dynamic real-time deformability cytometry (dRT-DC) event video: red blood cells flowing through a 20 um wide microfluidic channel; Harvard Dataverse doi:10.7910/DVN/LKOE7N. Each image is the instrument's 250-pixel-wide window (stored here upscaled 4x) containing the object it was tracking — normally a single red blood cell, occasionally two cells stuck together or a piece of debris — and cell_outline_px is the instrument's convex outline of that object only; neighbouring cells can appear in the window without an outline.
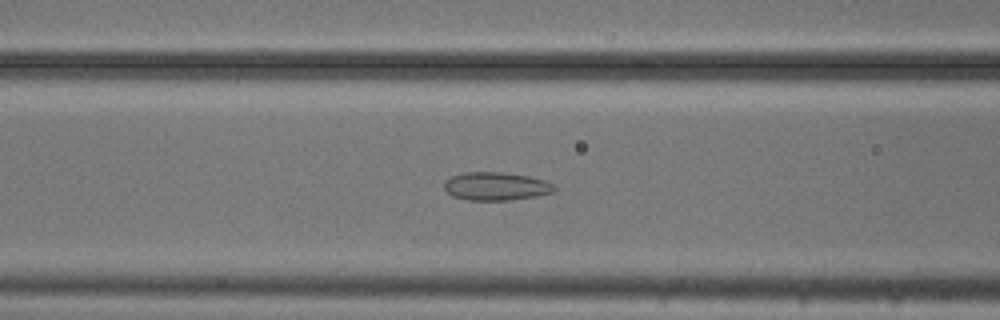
{"species": "common noctule bat (a hibernating species)", "species_latin": "Nyctalus noctula", "temperature_condition": "cold", "stored_images_in_passage": 53, "camera_frame_rate_fps": 3000, "um_per_image_px": 0.085, "animal": {"sex": "male", "body_mass_g": 20.5, "forearm_length_mm": 52.5}, "frame": {"image": 1, "passage_image": 21, "time_ms": 6.667, "image_size_px": [1000, 320], "cell_outline_px": [[556, 188], [552, 192], [536, 196], [512, 200], [468, 200], [452, 196], [444, 188], [444, 180], [452, 176], [464, 172], [500, 172], [528, 176], [544, 180], [552, 184]], "centroid_in_image_um": [42.13, 15.83], "position_along_channel_um": 124.5, "area_um2": 18.03}}
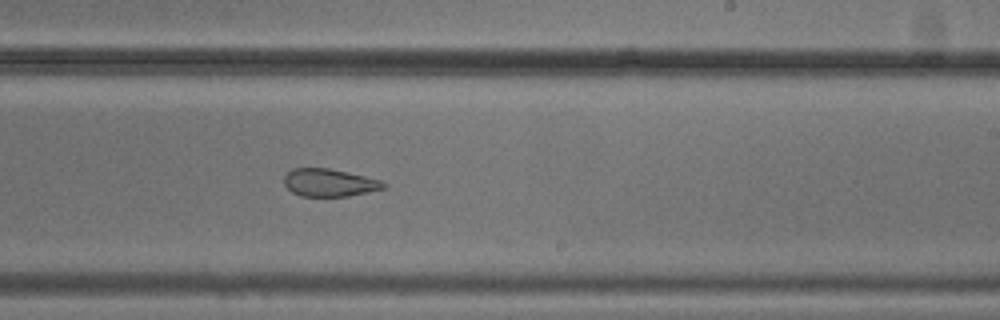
{"frame": {"image": 2, "passage_image": 32, "time_ms": 10.333, "image_size_px": [1000, 320], "cell_outline_px": [[388, 184], [384, 188], [348, 196], [300, 196], [292, 192], [284, 184], [284, 176], [292, 168], [328, 168], [348, 172], [380, 180]], "centroid_in_image_um": [27.97, 15.52], "position_along_channel_um": 261.0, "area_um2": 15.95}}
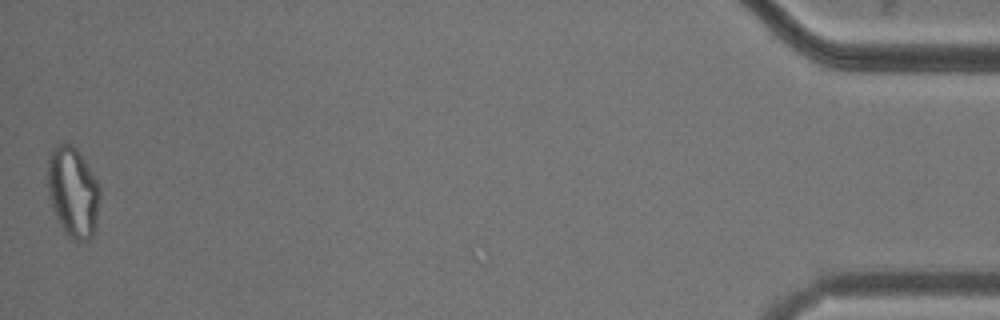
{"frame": {"image": 3, "passage_image": 53, "time_ms": 17.333, "image_size_px": [1000, 320], "cell_outline_px": [[100, 196], [96, 220], [92, 236], [88, 240], [80, 244], [68, 236], [64, 232], [48, 200], [48, 152], [56, 144], [72, 144], [76, 148], [92, 172], [100, 188]], "centroid_in_image_um": [6.18, 16.33], "position_along_channel_um": 429.0, "area_um2": 27.69}, "authors_computed_cell_mechanics": {"area_um2": 22.253, "velocity_mm_per_s": 3.7304, "shape_relaxation_time_tau1_ms": null, "shape_relaxation_time_tau2_ms": 3.8732, "deformation_change_tau1": null, "deformation_change_tau2": 0.0797}}